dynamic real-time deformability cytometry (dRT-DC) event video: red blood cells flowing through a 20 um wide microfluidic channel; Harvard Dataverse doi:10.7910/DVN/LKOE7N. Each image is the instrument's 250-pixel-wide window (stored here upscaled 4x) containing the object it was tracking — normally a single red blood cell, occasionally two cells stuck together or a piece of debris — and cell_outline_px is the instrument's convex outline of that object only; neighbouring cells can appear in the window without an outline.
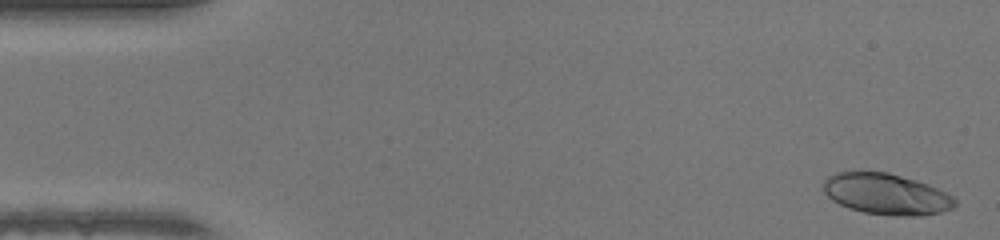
{"species": "human", "species_latin": "Homo sapiens", "temperature_condition": "warm", "stored_images_in_passage": 48, "camera_frame_rate_fps": 3000, "um_per_image_px": 0.085, "donor": {"sex": "female"}, "frame": {"image": 1, "passage_image": 2, "time_ms": 0.333, "image_size_px": [1000, 240], "cell_outline_px": [[956, 204], [952, 208], [940, 212], [924, 216], [892, 216], [864, 212], [848, 208], [832, 200], [824, 192], [824, 180], [828, 176], [836, 172], [888, 172], [916, 180], [928, 184], [952, 196], [956, 200]], "centroid_in_image_um": [75.33, 16.51], "position_along_channel_um": 9.7, "area_um2": 31.44}}
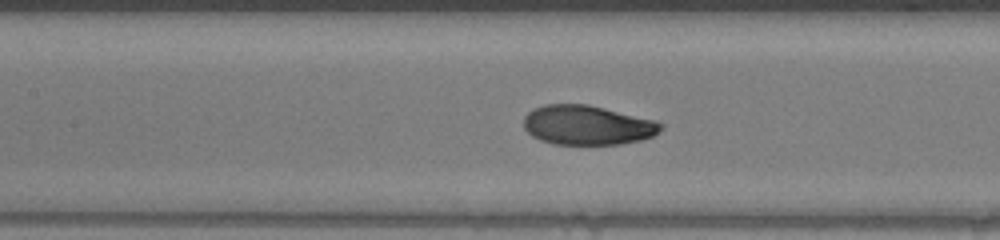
{"frame": {"image": 2, "passage_image": 22, "time_ms": 7.0, "image_size_px": [1000, 240], "cell_outline_px": [[664, 128], [652, 136], [640, 140], [620, 144], [552, 144], [540, 140], [532, 136], [524, 128], [524, 116], [532, 108], [544, 104], [588, 104], [656, 120], [664, 124]], "centroid_in_image_um": [49.92, 10.63], "position_along_channel_um": 157.5, "area_um2": 31.79}}
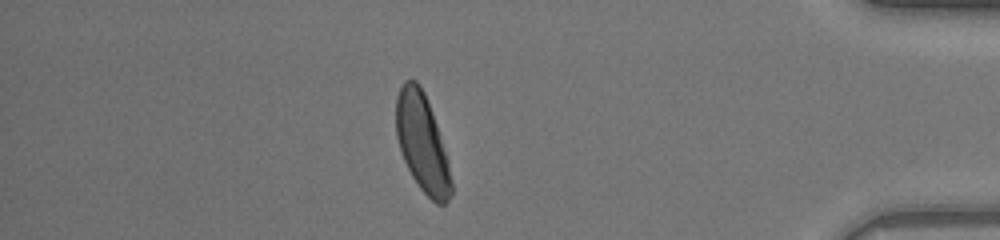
{"frame": {"image": 3, "passage_image": 42, "time_ms": 13.667, "image_size_px": [1000, 240], "cell_outline_px": [[452, 196], [444, 204], [436, 204], [420, 188], [412, 176], [404, 160], [396, 136], [396, 96], [404, 80], [416, 80], [420, 84], [424, 92], [436, 124], [440, 136], [448, 164], [452, 180]], "centroid_in_image_um": [35.87, 12.15], "position_along_channel_um": 399.3, "area_um2": 31.1}, "authors_computed_cell_mechanics": {"area_um2": 31.5588, "velocity_mm_per_s": 4.2789, "shape_relaxation_time_tau1_ms": 2.6972, "shape_relaxation_time_tau2_ms": 1.1242, "deformation_change_tau1": 0.1636, "deformation_change_tau2": 0.0488}}